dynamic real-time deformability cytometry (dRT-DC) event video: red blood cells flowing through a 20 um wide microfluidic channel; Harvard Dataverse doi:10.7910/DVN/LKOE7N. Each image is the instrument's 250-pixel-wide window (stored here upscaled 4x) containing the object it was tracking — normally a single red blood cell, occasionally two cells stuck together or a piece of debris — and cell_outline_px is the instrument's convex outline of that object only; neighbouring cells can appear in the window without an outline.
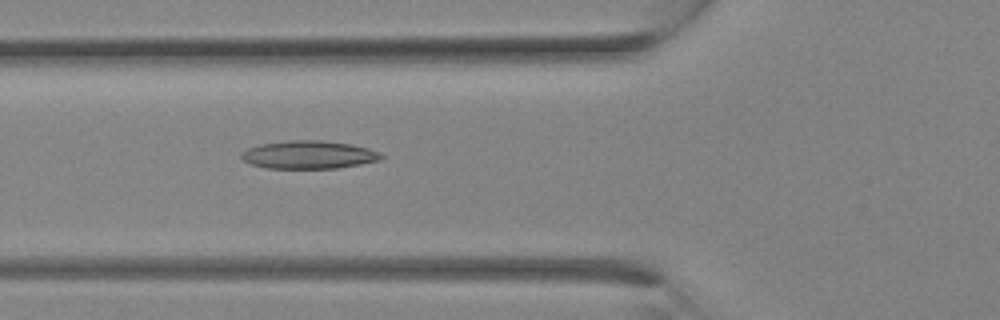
{"species": "Egyptian fruit bat (a non-hibernating species)", "species_latin": "Rousettus aegyptiacus", "temperature_condition": "room temperature", "stored_images_in_passage": 4, "camera_frame_rate_fps": 3000, "um_per_image_px": 0.085, "animal": {"sex": "female"}, "frame": {"image": 1, "passage_image": 4, "time_ms": 1.0, "image_size_px": [1000, 320], "cell_outline_px": [[384, 156], [380, 160], [360, 164], [336, 168], [264, 168], [252, 164], [244, 160], [240, 156], [240, 152], [248, 148], [260, 144], [288, 140], [320, 140], [352, 144], [368, 148], [380, 152]], "centroid_in_image_um": [26.24, 13.15], "position_along_channel_um": 99.6, "area_um2": 22.89}}